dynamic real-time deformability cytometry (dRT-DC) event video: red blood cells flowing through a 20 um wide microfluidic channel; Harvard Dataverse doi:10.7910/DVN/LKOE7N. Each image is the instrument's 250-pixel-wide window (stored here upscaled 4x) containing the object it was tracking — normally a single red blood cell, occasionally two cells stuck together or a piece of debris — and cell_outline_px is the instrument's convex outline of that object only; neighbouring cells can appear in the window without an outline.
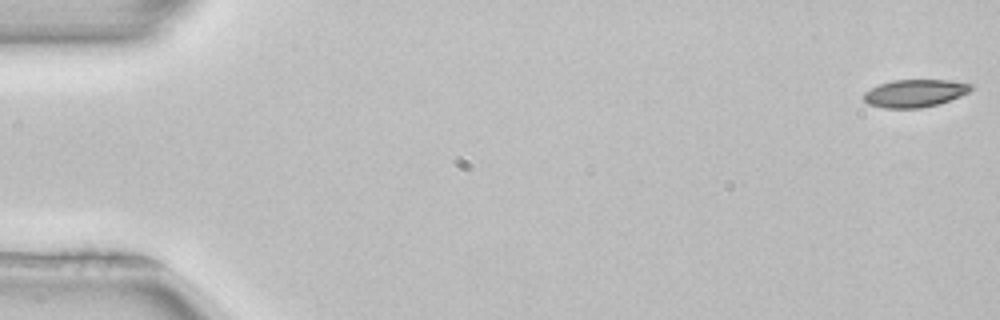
{"species": "common noctule bat (a hibernating species)", "species_latin": "Nyctalus noctula", "temperature_condition": "room temperature", "stored_images_in_passage": 48, "camera_frame_rate_fps": 3000, "um_per_image_px": 0.085, "animal": {"sex": "female", "body_mass_g": 22.7, "forearm_length_mm": 54.2}, "frame": {"image": 1, "passage_image": 1, "time_ms": 0.0, "image_size_px": [1000, 320], "cell_outline_px": [[972, 88], [968, 92], [960, 96], [936, 104], [920, 108], [884, 108], [868, 104], [864, 100], [864, 92], [880, 84], [892, 80], [948, 80], [972, 84]], "centroid_in_image_um": [77.74, 7.92], "position_along_channel_um": 7.3, "area_um2": 17.05}}
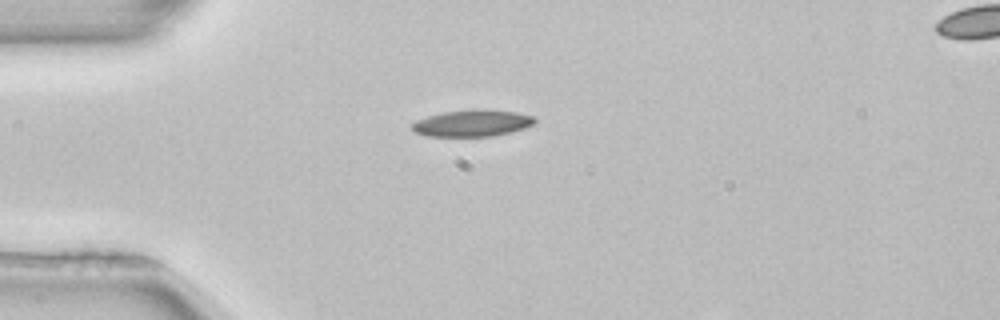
{"frame": {"image": 2, "passage_image": 14, "time_ms": 4.333, "image_size_px": [1000, 320], "cell_outline_px": [[536, 120], [532, 124], [524, 128], [512, 132], [492, 136], [424, 136], [416, 132], [412, 128], [412, 124], [416, 120], [428, 116], [444, 112], [472, 108], [516, 112], [536, 116]], "centroid_in_image_um": [40.16, 10.46], "position_along_channel_um": 44.8, "area_um2": 19.13}}
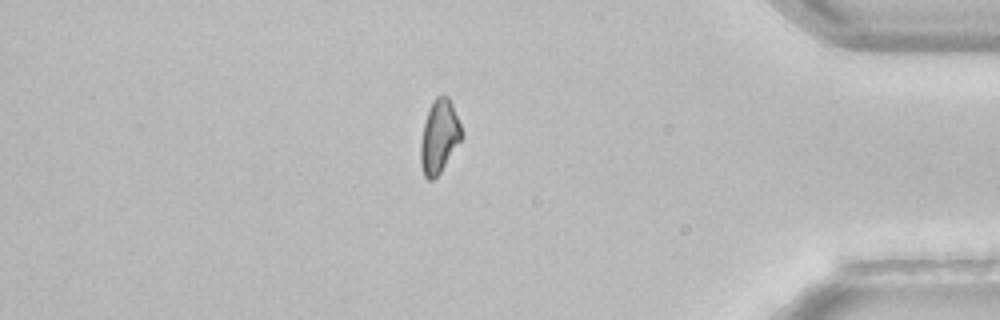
{"frame": {"image": 3, "passage_image": 45, "time_ms": 14.667, "image_size_px": [1000, 320], "cell_outline_px": [[464, 136], [440, 172], [432, 180], [428, 180], [424, 176], [420, 164], [420, 144], [424, 120], [432, 100], [436, 96], [448, 96], [452, 104], [460, 124]], "centroid_in_image_um": [37.32, 11.6], "position_along_channel_um": 397.9, "area_um2": 17.57}}